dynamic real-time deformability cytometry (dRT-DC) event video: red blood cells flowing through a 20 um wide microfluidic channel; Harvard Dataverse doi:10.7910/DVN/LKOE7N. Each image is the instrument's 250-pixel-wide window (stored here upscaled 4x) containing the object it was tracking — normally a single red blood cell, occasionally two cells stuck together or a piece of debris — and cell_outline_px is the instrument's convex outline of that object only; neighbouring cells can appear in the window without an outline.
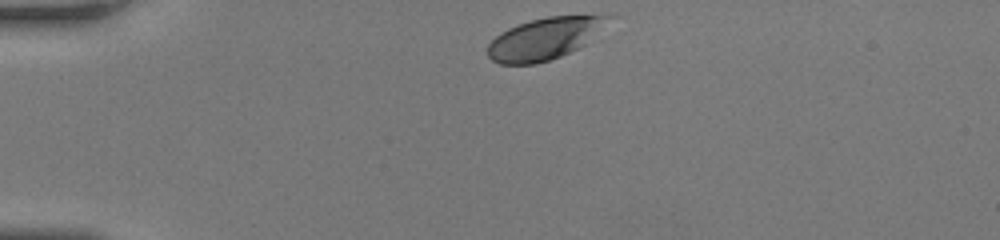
{"species": "human", "species_latin": "Homo sapiens", "temperature_condition": "room temperature", "stored_images_in_passage": 31, "camera_frame_rate_fps": 3000, "um_per_image_px": 0.085, "donor": {"sex": "female"}, "frame": {"image": 1, "passage_image": 1, "time_ms": 0.0, "image_size_px": [1000, 240], "cell_outline_px": [[616, 16], [584, 44], [560, 56], [536, 64], [500, 64], [492, 60], [488, 56], [488, 44], [500, 32], [508, 28], [532, 20], [548, 16]], "centroid_in_image_um": [46.24, 3.29], "position_along_channel_um": 38.8, "area_um2": 28.78}}
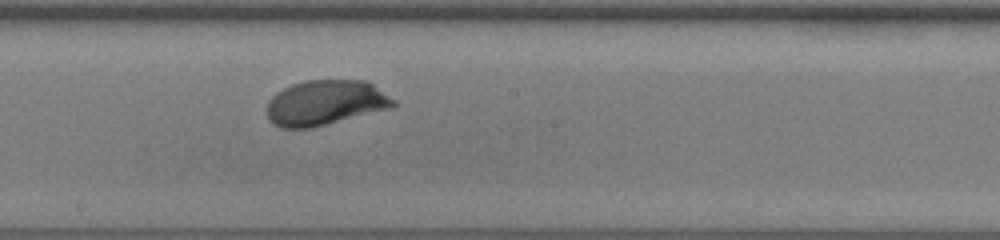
{"frame": {"image": 2, "passage_image": 18, "time_ms": 5.667, "image_size_px": [1000, 240], "cell_outline_px": [[396, 104], [392, 108], [312, 128], [284, 128], [268, 120], [268, 100], [276, 92], [292, 84], [304, 80], [368, 80], [396, 100]], "centroid_in_image_um": [27.69, 8.72], "position_along_channel_um": 220.5, "area_um2": 33.47}}
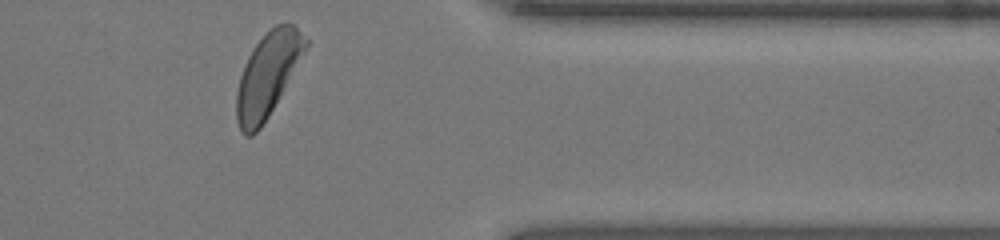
{"frame": {"image": 3, "passage_image": 31, "time_ms": 10.0, "image_size_px": [1000, 240], "cell_outline_px": [[312, 40], [308, 48], [268, 116], [260, 128], [252, 136], [244, 136], [240, 132], [236, 120], [236, 92], [240, 76], [248, 56], [252, 48], [276, 24], [292, 24]], "centroid_in_image_um": [22.77, 6.37], "position_along_channel_um": 388.6, "area_um2": 33.64}, "authors_computed_cell_mechanics": {"area_um2": 32.5992, "velocity_mm_per_s": 4.1506, "shape_relaxation_time_tau1_ms": 1.3304, "shape_relaxation_time_tau2_ms": null, "deformation_change_tau1": 0.1002, "deformation_change_tau2": null}}